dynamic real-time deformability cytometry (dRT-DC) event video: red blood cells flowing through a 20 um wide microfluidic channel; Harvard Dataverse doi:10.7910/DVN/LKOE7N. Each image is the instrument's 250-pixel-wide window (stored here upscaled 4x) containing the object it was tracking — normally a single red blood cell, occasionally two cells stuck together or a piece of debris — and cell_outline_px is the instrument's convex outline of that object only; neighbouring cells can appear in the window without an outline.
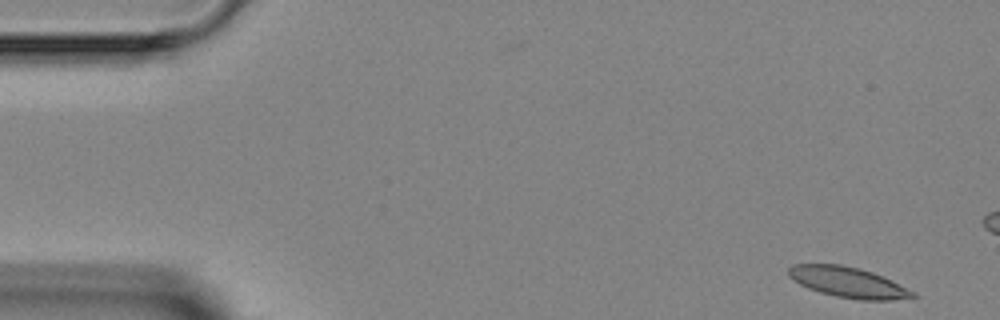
{"species": "Egyptian fruit bat (a non-hibernating species)", "species_latin": "Rousettus aegyptiacus", "temperature_condition": "room temperature", "stored_images_in_passage": 4, "camera_frame_rate_fps": 3000, "um_per_image_px": 0.085, "animal": {"sex": "female"}, "frame": {"image": 1, "passage_image": 1, "time_ms": 0.0, "image_size_px": [1000, 320], "cell_outline_px": [[916, 296], [892, 300], [860, 300], [836, 296], [820, 292], [808, 288], [792, 280], [788, 276], [788, 268], [792, 264], [840, 264], [860, 268], [872, 272], [916, 292]], "centroid_in_image_um": [72.04, 23.99], "position_along_channel_um": 13.0, "area_um2": 21.96}}